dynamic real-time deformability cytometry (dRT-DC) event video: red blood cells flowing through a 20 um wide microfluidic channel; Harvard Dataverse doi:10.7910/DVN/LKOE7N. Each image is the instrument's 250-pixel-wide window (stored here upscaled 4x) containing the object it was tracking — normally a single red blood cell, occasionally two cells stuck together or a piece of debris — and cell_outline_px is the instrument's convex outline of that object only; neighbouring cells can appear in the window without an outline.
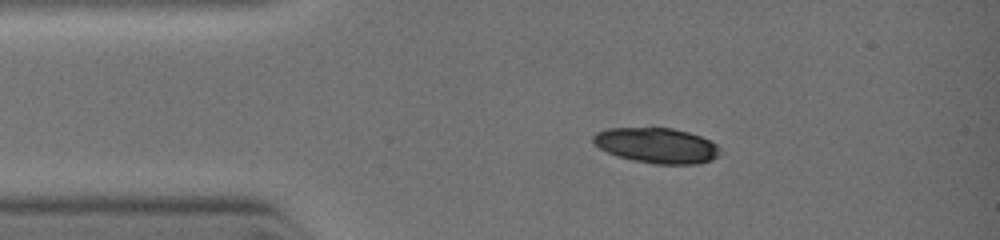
{"species": "common noctule bat (a hibernating species)", "species_latin": "Nyctalus noctula", "temperature_condition": "warm", "stored_images_in_passage": 20, "camera_frame_rate_fps": 3000, "um_per_image_px": 0.085, "animal": {"sex": "female", "body_mass_g": 19.0, "forearm_length_mm": 51.5}, "frame": {"image": 1, "passage_image": 1, "time_ms": 0.0, "image_size_px": [1000, 240], "cell_outline_px": [[716, 156], [712, 160], [696, 164], [656, 164], [636, 160], [620, 156], [608, 152], [600, 148], [592, 140], [592, 136], [596, 132], [604, 128], [672, 128], [688, 132], [712, 140], [716, 144]], "centroid_in_image_um": [55.79, 12.35], "position_along_channel_um": 29.2, "area_um2": 25.72}}
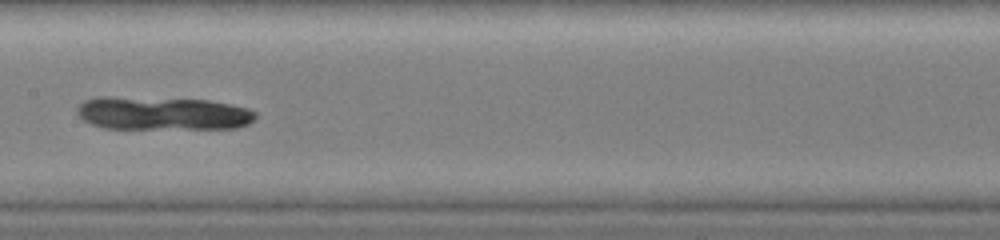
{"frame": {"image": 2, "passage_image": 12, "time_ms": 3.667, "image_size_px": [1000, 240], "cell_outline_px": [[256, 116], [248, 124], [236, 128], [104, 128], [92, 124], [84, 120], [76, 112], [76, 108], [84, 100], [96, 96], [112, 96], [208, 100], [232, 104], [248, 108], [256, 112]], "centroid_in_image_um": [13.8, 9.62], "position_along_channel_um": 193.6, "area_um2": 34.74}}
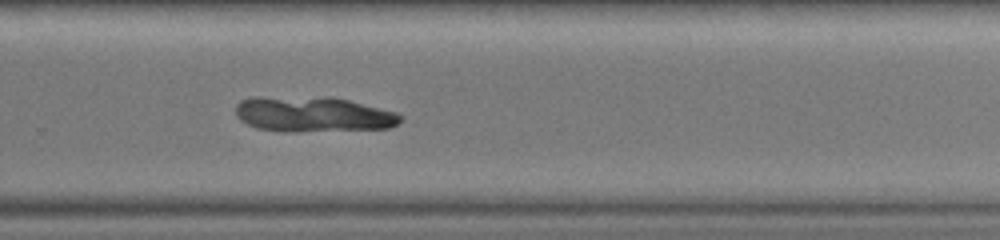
{"frame": {"image": 3, "passage_image": 18, "time_ms": 5.667, "image_size_px": [1000, 240], "cell_outline_px": [[404, 116], [396, 124], [388, 128], [296, 132], [280, 132], [256, 128], [240, 120], [236, 116], [236, 104], [240, 100], [252, 96], [260, 96], [348, 100], [396, 112]], "centroid_in_image_um": [26.54, 9.74], "position_along_channel_um": 303.3, "area_um2": 33.52}}